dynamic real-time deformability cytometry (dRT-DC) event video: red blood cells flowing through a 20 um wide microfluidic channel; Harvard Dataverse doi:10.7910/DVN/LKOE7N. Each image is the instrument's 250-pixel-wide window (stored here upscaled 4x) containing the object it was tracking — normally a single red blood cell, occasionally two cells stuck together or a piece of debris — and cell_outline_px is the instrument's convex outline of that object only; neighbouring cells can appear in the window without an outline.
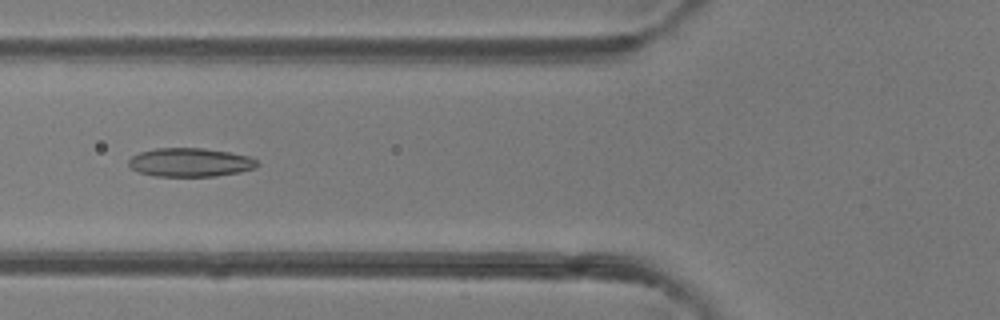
{"species": "common noctule bat (a hibernating species)", "species_latin": "Nyctalus noctula", "temperature_condition": "room temperature", "stored_images_in_passage": 47, "camera_frame_rate_fps": 3000, "um_per_image_px": 0.085, "animal": {"sex": "female"}, "frame": {"image": 1, "passage_image": 17, "time_ms": 5.333, "image_size_px": [1000, 320], "cell_outline_px": [[260, 164], [256, 168], [240, 172], [216, 176], [156, 176], [136, 172], [128, 164], [128, 160], [132, 156], [140, 152], [156, 148], [204, 148], [228, 152], [248, 156], [256, 160]], "centroid_in_image_um": [16.16, 13.8], "position_along_channel_um": 109.6, "area_um2": 21.56}}
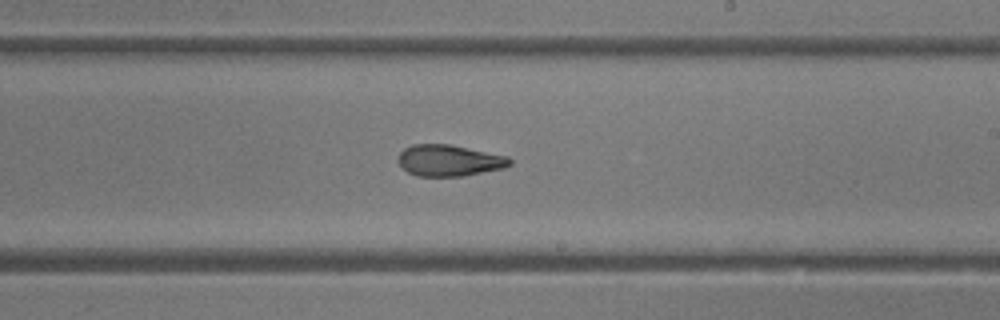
{"frame": {"image": 2, "passage_image": 27, "time_ms": 8.667, "image_size_px": [1000, 320], "cell_outline_px": [[512, 164], [504, 168], [464, 176], [416, 176], [408, 172], [396, 160], [400, 152], [404, 148], [412, 144], [452, 144], [508, 156], [512, 160]], "centroid_in_image_um": [38.19, 13.63], "position_along_channel_um": 250.8, "area_um2": 20.63}}
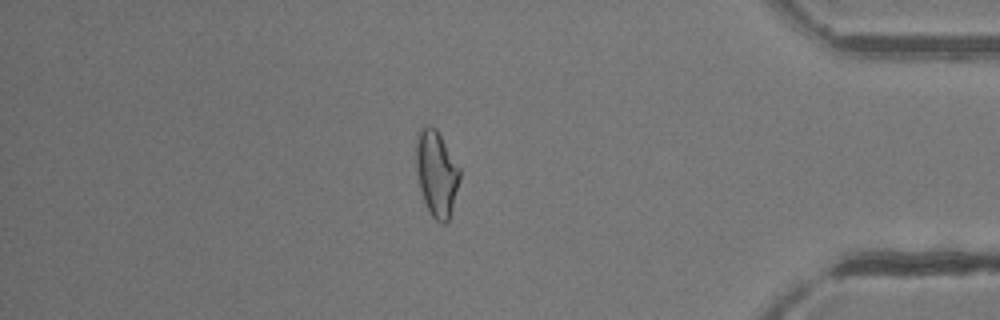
{"frame": {"image": 3, "passage_image": 40, "time_ms": 13.0, "image_size_px": [1000, 320], "cell_outline_px": [[460, 180], [452, 208], [448, 220], [444, 224], [440, 224], [428, 212], [420, 188], [416, 168], [416, 136], [420, 128], [424, 124], [432, 124], [436, 128], [460, 168]], "centroid_in_image_um": [37.09, 14.7], "position_along_channel_um": 398.1, "area_um2": 21.96}, "authors_computed_cell_mechanics": {"area_um2": 21.9062, "velocity_mm_per_s": 4.2191, "shape_relaxation_time_tau1_ms": 7.0382, "shape_relaxation_time_tau2_ms": 2.2635, "deformation_change_tau1": 0.1836, "deformation_change_tau2": 0.0938}}